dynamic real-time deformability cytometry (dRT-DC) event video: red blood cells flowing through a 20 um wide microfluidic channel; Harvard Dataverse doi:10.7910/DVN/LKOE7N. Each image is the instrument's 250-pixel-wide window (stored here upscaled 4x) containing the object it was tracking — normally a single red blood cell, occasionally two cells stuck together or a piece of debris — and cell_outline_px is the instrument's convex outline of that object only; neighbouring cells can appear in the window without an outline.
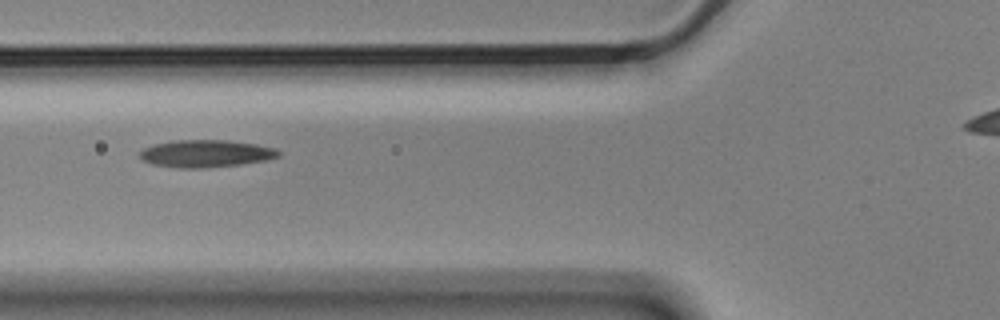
{"species": "Egyptian fruit bat (a non-hibernating species)", "species_latin": "Rousettus aegyptiacus", "temperature_condition": "cold", "stored_images_in_passage": 7, "camera_frame_rate_fps": 3000, "um_per_image_px": 0.085, "animal": {"sex": "male"}, "frame": {"image": 1, "passage_image": 4, "time_ms": 1.0, "image_size_px": [1000, 320], "cell_outline_px": [[280, 156], [268, 160], [240, 164], [204, 168], [180, 168], [152, 164], [144, 160], [140, 156], [140, 152], [144, 148], [156, 144], [176, 140], [228, 140], [256, 144], [276, 148], [280, 152]], "centroid_in_image_um": [17.55, 13.05], "position_along_channel_um": 108.3, "area_um2": 22.02}}
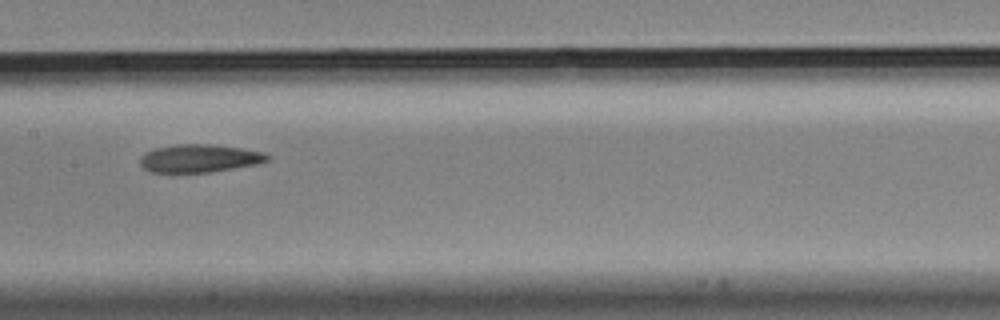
{"frame": {"image": 2, "passage_image": 6, "time_ms": 1.667, "image_size_px": [1000, 320], "cell_outline_px": [[272, 156], [268, 160], [260, 164], [212, 172], [180, 176], [172, 176], [152, 172], [144, 168], [140, 164], [140, 156], [156, 148], [176, 144], [212, 144], [240, 148], [264, 152]], "centroid_in_image_um": [16.93, 13.52], "position_along_channel_um": 190.5, "area_um2": 21.79}}
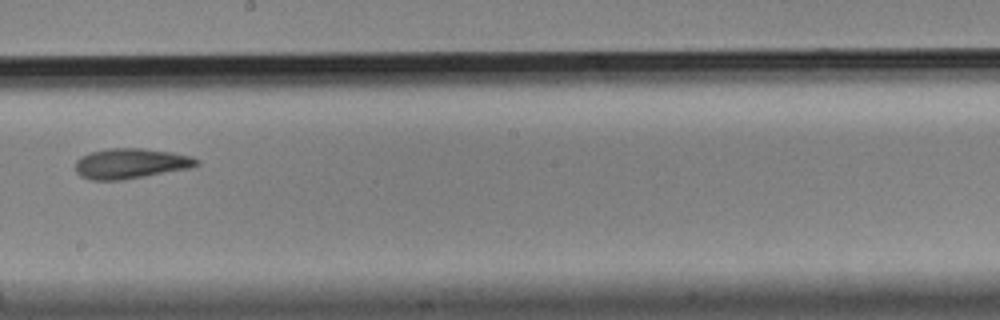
{"frame": {"image": 3, "passage_image": 7, "time_ms": 2.0, "image_size_px": [1000, 320], "cell_outline_px": [[200, 164], [188, 168], [124, 180], [88, 180], [80, 176], [76, 172], [76, 160], [80, 156], [88, 152], [108, 148], [144, 148], [172, 152], [192, 156], [200, 160]], "centroid_in_image_um": [11.08, 13.89], "position_along_channel_um": 237.1, "area_um2": 21.62}}